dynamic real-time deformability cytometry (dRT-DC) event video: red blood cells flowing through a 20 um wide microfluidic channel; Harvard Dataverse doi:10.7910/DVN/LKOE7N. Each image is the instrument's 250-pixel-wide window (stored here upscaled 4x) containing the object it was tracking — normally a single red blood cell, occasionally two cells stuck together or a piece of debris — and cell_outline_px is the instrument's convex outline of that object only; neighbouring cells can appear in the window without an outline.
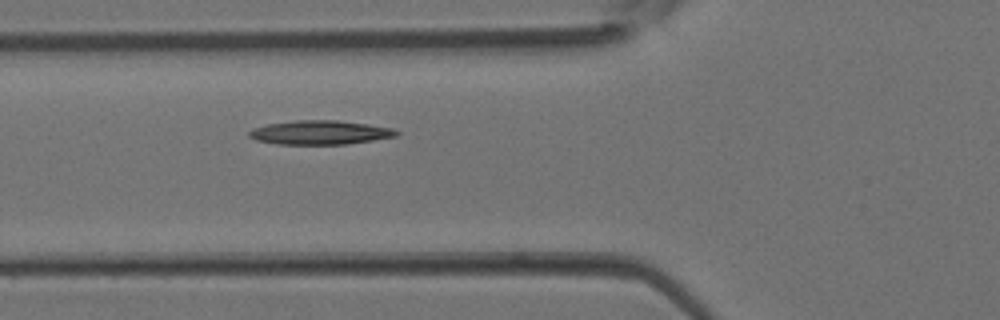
{"species": "Egyptian fruit bat (a non-hibernating species)", "species_latin": "Rousettus aegyptiacus", "temperature_condition": "room temperature", "stored_images_in_passage": 3, "camera_frame_rate_fps": 3000, "um_per_image_px": 0.085, "animal": {"sex": "female"}, "frame": {"image": 1, "passage_image": 3, "time_ms": 0.667, "image_size_px": [1000, 320], "cell_outline_px": [[400, 132], [396, 136], [348, 144], [276, 144], [256, 140], [248, 136], [248, 132], [252, 128], [268, 124], [296, 120], [336, 120], [368, 124], [392, 128]], "centroid_in_image_um": [27.18, 11.26], "position_along_channel_um": 98.6, "area_um2": 20.58}}